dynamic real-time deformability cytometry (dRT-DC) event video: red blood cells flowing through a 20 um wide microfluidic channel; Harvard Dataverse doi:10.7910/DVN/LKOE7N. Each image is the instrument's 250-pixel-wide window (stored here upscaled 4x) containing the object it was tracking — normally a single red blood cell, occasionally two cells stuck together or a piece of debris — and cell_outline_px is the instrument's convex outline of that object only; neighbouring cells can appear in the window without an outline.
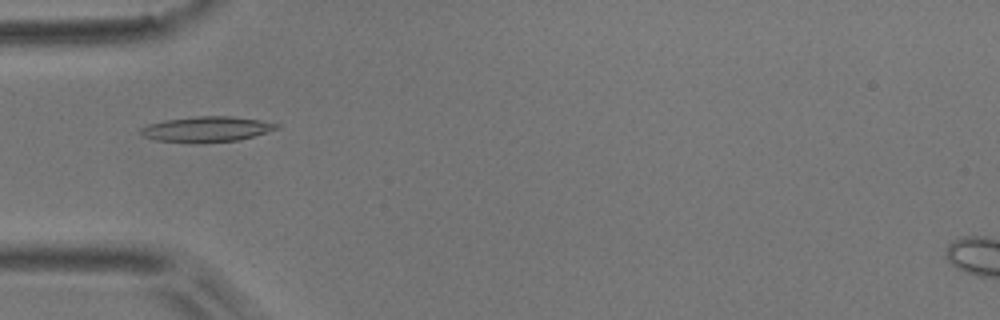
{"species": "common noctule bat (a hibernating species)", "species_latin": "Nyctalus noctula", "temperature_condition": "room temperature", "stored_images_in_passage": 5, "camera_frame_rate_fps": 3000, "um_per_image_px": 0.085, "animal": {"sex": "male", "body_mass_g": 17.9}, "frame": {"image": 1, "passage_image": 5, "time_ms": 1.333, "image_size_px": [1000, 320], "cell_outline_px": [[280, 128], [240, 140], [156, 140], [144, 136], [136, 132], [140, 128], [148, 124], [164, 120], [196, 116], [232, 116], [260, 120], [280, 124]], "centroid_in_image_um": [17.58, 10.93], "position_along_channel_um": 67.4, "area_um2": 19.31}}